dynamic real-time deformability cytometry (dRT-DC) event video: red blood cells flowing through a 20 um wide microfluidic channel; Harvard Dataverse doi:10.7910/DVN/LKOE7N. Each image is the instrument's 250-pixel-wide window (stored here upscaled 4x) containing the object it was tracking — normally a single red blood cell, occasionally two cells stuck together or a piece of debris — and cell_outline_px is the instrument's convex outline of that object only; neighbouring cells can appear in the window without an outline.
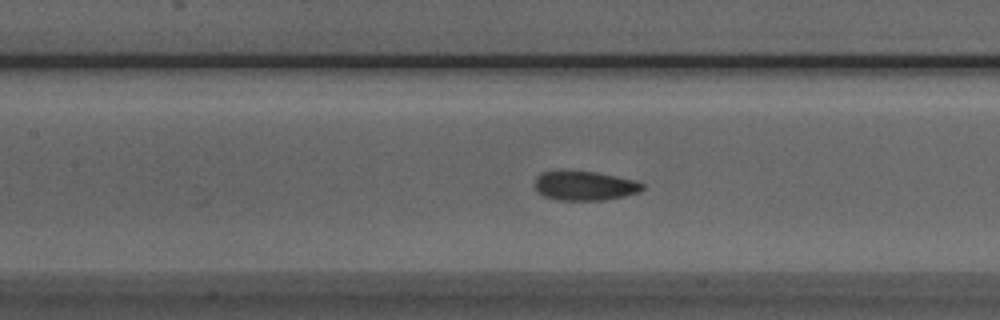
{"species": "Egyptian fruit bat (a non-hibernating species)", "species_latin": "Rousettus aegyptiacus", "temperature_condition": "room temperature", "stored_images_in_passage": 45, "camera_frame_rate_fps": 3000, "um_per_image_px": 0.085, "animal": {"sex": "male"}, "frame": {"image": 1, "passage_image": 15, "time_ms": 4.667, "image_size_px": [1000, 320], "cell_outline_px": [[644, 188], [640, 192], [624, 196], [604, 200], [560, 200], [544, 196], [536, 188], [536, 176], [540, 172], [560, 168], [596, 172], [636, 180], [644, 184]], "centroid_in_image_um": [49.68, 15.74], "position_along_channel_um": 157.7, "area_um2": 18.9}}
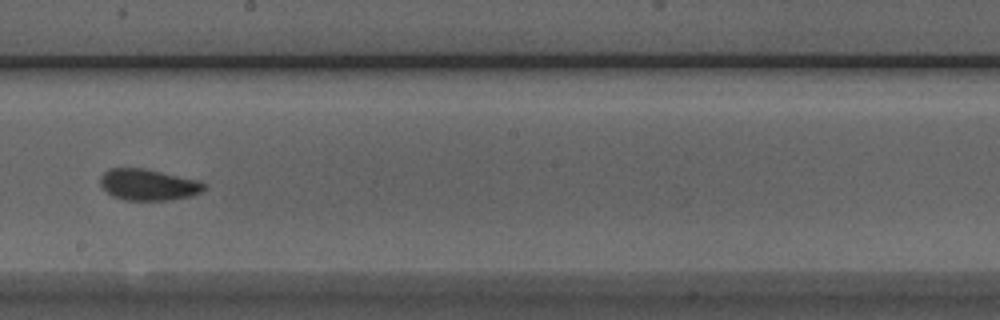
{"frame": {"image": 2, "passage_image": 21, "time_ms": 6.667, "image_size_px": [1000, 320], "cell_outline_px": [[208, 184], [200, 192], [192, 196], [172, 200], [124, 200], [112, 196], [100, 184], [100, 176], [108, 168], [144, 168], [200, 180]], "centroid_in_image_um": [12.63, 15.7], "position_along_channel_um": 235.6, "area_um2": 19.13}}
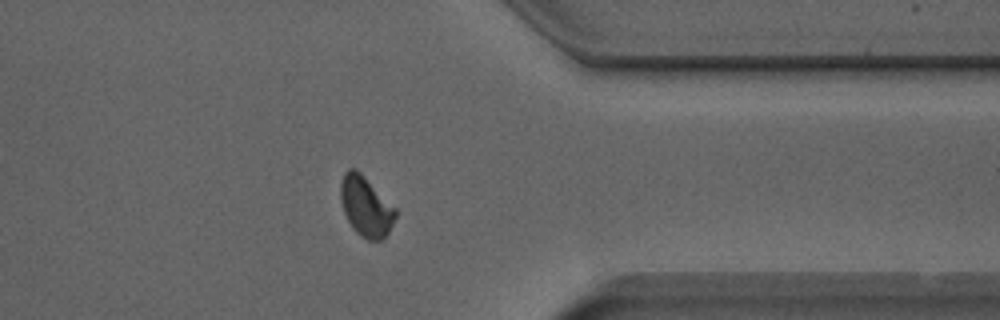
{"frame": {"image": 3, "passage_image": 33, "time_ms": 10.667, "image_size_px": [1000, 320], "cell_outline_px": [[396, 216], [384, 240], [368, 240], [360, 236], [356, 232], [348, 220], [344, 212], [340, 200], [340, 184], [344, 172], [348, 168], [356, 168], [396, 208]], "centroid_in_image_um": [31.09, 17.54], "position_along_channel_um": 380.3, "area_um2": 19.19}, "authors_computed_cell_mechanics": {"area_um2": 18.9006, "velocity_mm_per_s": 3.9105, "shape_relaxation_time_tau1_ms": 2.8485, "shape_relaxation_time_tau2_ms": 1.0145, "deformation_change_tau1": 0.0772, "deformation_change_tau2": 0.0453}}